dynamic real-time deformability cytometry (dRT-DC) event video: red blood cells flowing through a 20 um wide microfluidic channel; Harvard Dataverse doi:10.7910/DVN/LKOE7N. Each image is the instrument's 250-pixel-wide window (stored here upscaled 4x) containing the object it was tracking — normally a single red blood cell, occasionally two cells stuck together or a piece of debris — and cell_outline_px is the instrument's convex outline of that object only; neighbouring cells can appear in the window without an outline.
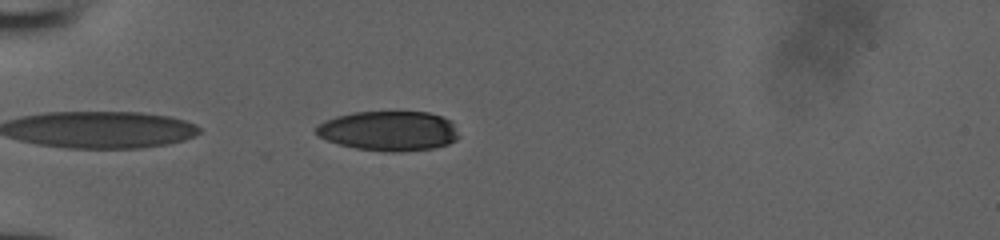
{"species": "human", "species_latin": "Homo sapiens", "temperature_condition": "room temperature", "stored_images_in_passage": 36, "camera_frame_rate_fps": 3000, "um_per_image_px": 0.085, "donor": {"sex": "male"}, "frame": {"image": 1, "passage_image": 1, "time_ms": 0.0, "image_size_px": [1000, 240], "cell_outline_px": [[460, 136], [456, 140], [448, 144], [432, 148], [396, 152], [392, 152], [356, 148], [340, 144], [328, 140], [320, 136], [316, 132], [316, 128], [324, 120], [336, 116], [352, 112], [428, 112], [452, 120]], "centroid_in_image_um": [33.09, 11.12], "position_along_channel_um": 51.9, "area_um2": 32.95}}
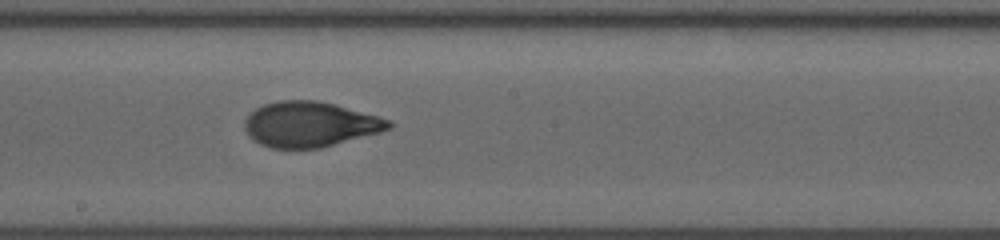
{"frame": {"image": 2, "passage_image": 15, "time_ms": 4.667, "image_size_px": [1000, 240], "cell_outline_px": [[396, 124], [392, 128], [380, 132], [320, 148], [272, 148], [260, 144], [252, 140], [248, 136], [244, 128], [244, 120], [256, 108], [264, 104], [276, 100], [316, 100], [336, 104], [392, 120]], "centroid_in_image_um": [26.36, 10.56], "position_along_channel_um": 221.8, "area_um2": 38.26}}
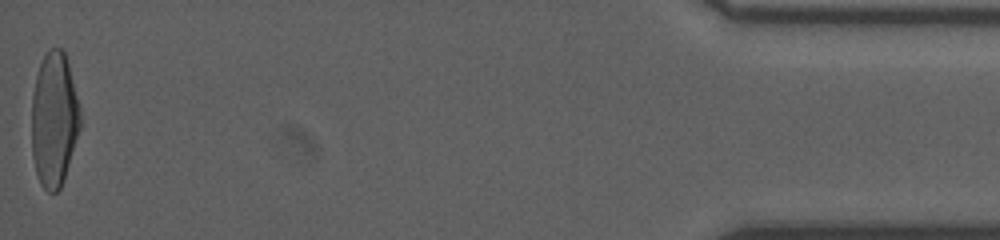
{"frame": {"image": 3, "passage_image": 36, "time_ms": 11.667, "image_size_px": [1000, 240], "cell_outline_px": [[80, 128], [64, 180], [60, 188], [56, 192], [48, 192], [40, 184], [36, 172], [32, 156], [32, 96], [36, 76], [40, 64], [48, 48], [60, 48], [64, 52], [68, 64], [80, 108]], "centroid_in_image_um": [4.59, 10.18], "position_along_channel_um": 430.6, "area_um2": 37.97}}